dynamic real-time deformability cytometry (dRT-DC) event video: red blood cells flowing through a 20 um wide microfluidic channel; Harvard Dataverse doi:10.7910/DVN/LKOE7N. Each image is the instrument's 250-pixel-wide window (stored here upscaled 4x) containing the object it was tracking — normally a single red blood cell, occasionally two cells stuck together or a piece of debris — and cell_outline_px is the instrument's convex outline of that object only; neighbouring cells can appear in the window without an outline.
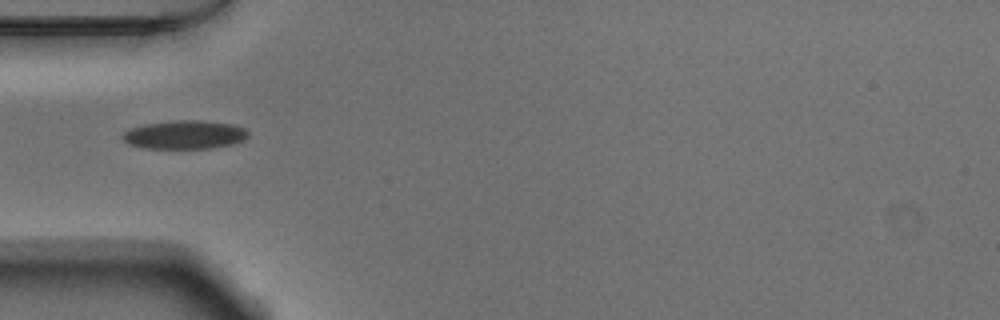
{"species": "Egyptian fruit bat (a non-hibernating species)", "species_latin": "Rousettus aegyptiacus", "temperature_condition": "warm", "stored_images_in_passage": 37, "camera_frame_rate_fps": 3000, "um_per_image_px": 0.085, "animal": {"sex": "male"}, "frame": {"image": 1, "passage_image": 1, "time_ms": 0.0, "image_size_px": [1000, 320], "cell_outline_px": [[248, 136], [244, 140], [232, 144], [212, 148], [144, 148], [128, 144], [120, 136], [124, 132], [132, 128], [144, 124], [172, 120], [200, 120], [232, 124], [244, 128], [248, 132]], "centroid_in_image_um": [15.69, 11.45], "position_along_channel_um": 69.3, "area_um2": 20.92}}
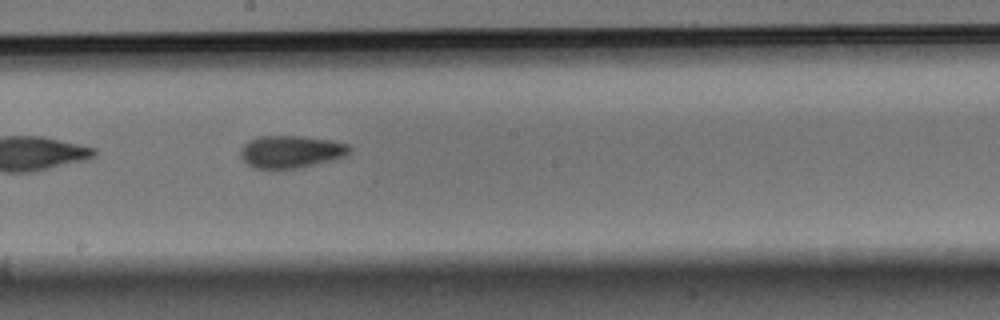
{"frame": {"image": 2, "passage_image": 13, "time_ms": 4.0, "image_size_px": [1000, 320], "cell_outline_px": [[352, 148], [344, 156], [332, 160], [300, 168], [252, 168], [240, 156], [240, 148], [248, 140], [260, 136], [304, 136], [332, 140], [348, 144]], "centroid_in_image_um": [24.72, 12.88], "position_along_channel_um": 223.5, "area_um2": 20.63}}
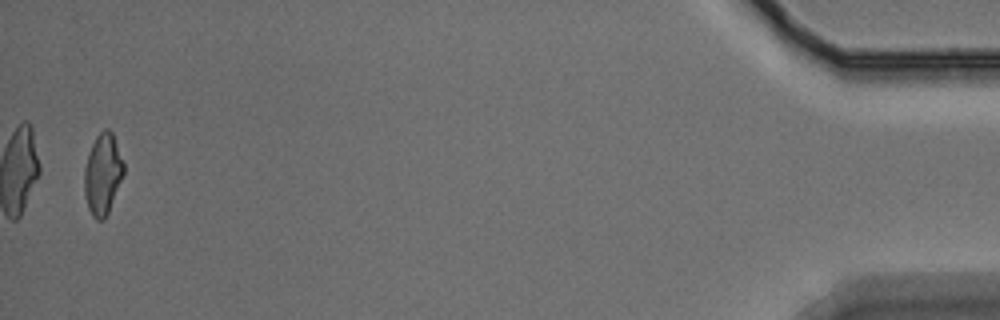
{"frame": {"image": 3, "passage_image": 36, "time_ms": 11.667, "image_size_px": [1000, 320], "cell_outline_px": [[124, 172], [108, 212], [104, 220], [96, 220], [92, 216], [88, 208], [84, 192], [84, 168], [92, 144], [96, 136], [104, 128], [108, 128], [112, 132], [124, 164]], "centroid_in_image_um": [8.72, 14.8], "position_along_channel_um": 426.5, "area_um2": 18.38}, "authors_computed_cell_mechanics": {"area_um2": 19.7098, "velocity_mm_per_s": 3.8237, "shape_relaxation_time_tau1_ms": 8.1964, "shape_relaxation_time_tau2_ms": 2.075, "deformation_change_tau1": 0.1744, "deformation_change_tau2": 0.0667}}